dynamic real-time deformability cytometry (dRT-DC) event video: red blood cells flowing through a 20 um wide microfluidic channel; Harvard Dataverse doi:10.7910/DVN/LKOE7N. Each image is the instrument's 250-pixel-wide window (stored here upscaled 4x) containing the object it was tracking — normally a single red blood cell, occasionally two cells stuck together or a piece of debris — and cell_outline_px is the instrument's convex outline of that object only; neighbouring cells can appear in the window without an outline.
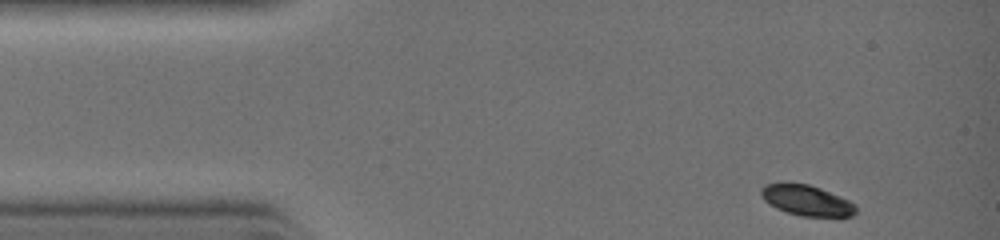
{"species": "common noctule bat (a hibernating species)", "species_latin": "Nyctalus noctula", "temperature_condition": "warm", "stored_images_in_passage": 5, "camera_frame_rate_fps": 3000, "um_per_image_px": 0.085, "animal": {"sex": "female", "body_mass_g": 19.0, "forearm_length_mm": 51.5}, "frame": {"image": 1, "passage_image": 1, "time_ms": 0.0, "image_size_px": [1000, 240], "cell_outline_px": [[856, 212], [852, 216], [800, 216], [776, 208], [764, 200], [760, 192], [760, 188], [764, 184], [780, 180], [788, 180], [808, 184], [820, 188], [840, 196], [856, 204]], "centroid_in_image_um": [68.5, 16.97], "position_along_channel_um": 16.5, "area_um2": 17.34}}